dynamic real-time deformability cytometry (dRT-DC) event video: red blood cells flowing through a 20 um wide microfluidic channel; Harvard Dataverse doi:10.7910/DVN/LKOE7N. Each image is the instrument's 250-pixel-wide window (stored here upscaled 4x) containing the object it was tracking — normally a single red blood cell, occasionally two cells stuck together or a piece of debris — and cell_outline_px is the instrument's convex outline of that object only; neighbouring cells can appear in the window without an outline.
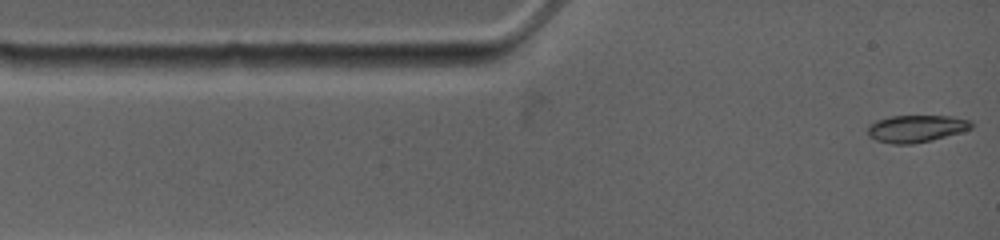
{"species": "common noctule bat (a hibernating species)", "species_latin": "Nyctalus noctula", "temperature_condition": "warm", "stored_images_in_passage": 2, "camera_frame_rate_fps": 4500, "um_per_image_px": 0.085, "animal": {"sex": "female", "body_mass_g": 19.0, "forearm_length_mm": 53.3}, "frame": {"image": 1, "passage_image": 2, "time_ms": 0.444, "image_size_px": [1000, 240], "cell_outline_px": [[972, 128], [960, 132], [932, 140], [912, 144], [892, 144], [876, 140], [868, 136], [868, 124], [876, 120], [888, 116], [952, 116], [972, 120]], "centroid_in_image_um": [77.85, 10.92], "position_along_channel_um": 7.1, "area_um2": 16.53}}